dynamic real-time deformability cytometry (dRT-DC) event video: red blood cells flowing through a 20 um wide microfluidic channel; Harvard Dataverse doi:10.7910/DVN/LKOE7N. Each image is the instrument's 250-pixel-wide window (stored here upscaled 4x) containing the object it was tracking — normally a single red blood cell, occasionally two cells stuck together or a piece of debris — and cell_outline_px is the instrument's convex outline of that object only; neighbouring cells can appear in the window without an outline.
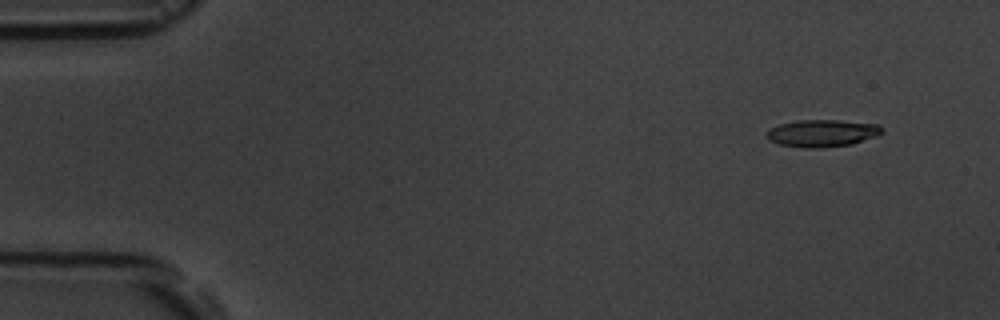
{"species": "common noctule bat (a hibernating species)", "species_latin": "Nyctalus noctula", "temperature_condition": "room temperature", "stored_images_in_passage": 4, "camera_frame_rate_fps": 3000, "um_per_image_px": 0.085, "animal": {"sex": "male", "body_mass_g": 19.5, "forearm_length_mm": 54.6}, "frame": {"image": 1, "passage_image": 1, "time_ms": 0.0, "image_size_px": [1000, 320], "cell_outline_px": [[884, 132], [876, 136], [852, 144], [820, 148], [804, 148], [780, 144], [768, 140], [768, 132], [772, 128], [780, 124], [796, 120], [840, 120], [880, 124]], "centroid_in_image_um": [69.93, 11.32], "position_along_channel_um": 15.1, "area_um2": 18.26}}
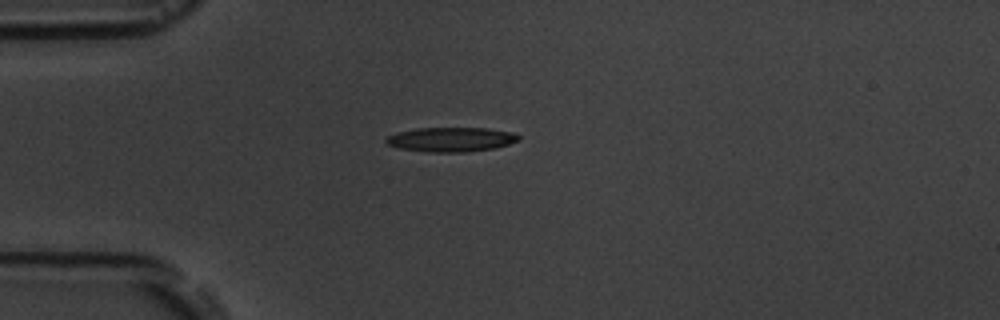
{"frame": {"image": 2, "passage_image": 3, "time_ms": 3.333, "image_size_px": [1000, 320], "cell_outline_px": [[520, 140], [496, 148], [468, 152], [428, 152], [400, 148], [388, 144], [384, 140], [388, 136], [396, 132], [416, 128], [488, 128], [512, 132], [520, 136]], "centroid_in_image_um": [38.36, 11.85], "position_along_channel_um": 46.6, "area_um2": 18.96}}